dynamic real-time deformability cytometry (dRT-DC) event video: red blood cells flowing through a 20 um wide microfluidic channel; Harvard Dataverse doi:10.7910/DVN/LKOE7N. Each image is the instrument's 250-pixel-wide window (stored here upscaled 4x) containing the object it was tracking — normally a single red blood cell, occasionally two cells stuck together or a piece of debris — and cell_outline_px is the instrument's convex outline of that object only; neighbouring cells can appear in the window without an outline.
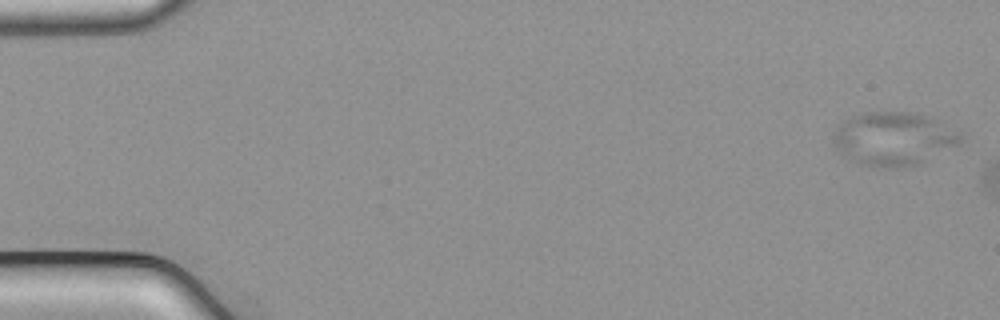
{"species": "common noctule bat (a hibernating species)", "species_latin": "Nyctalus noctula", "temperature_condition": "cold", "stored_images_in_passage": 8, "camera_frame_rate_fps": 3000, "um_per_image_px": 0.085, "animal": {"sex": "male", "body_mass_g": 21.5, "forearm_length_mm": 52.0}, "frame": {"image": 1, "passage_image": 1, "time_ms": 0.0, "image_size_px": [1000, 320], "cell_outline_px": [[968, 136], [960, 144], [920, 164], [900, 168], [880, 168], [860, 164], [848, 160], [832, 148], [832, 136], [836, 124], [860, 112], [916, 112], [928, 116], [960, 128]], "centroid_in_image_um": [75.99, 11.79], "position_along_channel_um": 9.0, "area_um2": 41.44}}